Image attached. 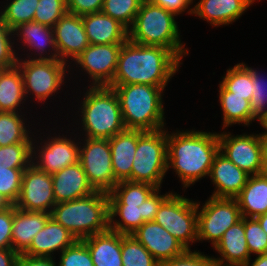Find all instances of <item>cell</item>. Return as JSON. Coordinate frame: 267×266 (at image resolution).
<instances>
[{
	"instance_id": "cell-9",
	"label": "cell",
	"mask_w": 267,
	"mask_h": 266,
	"mask_svg": "<svg viewBox=\"0 0 267 266\" xmlns=\"http://www.w3.org/2000/svg\"><path fill=\"white\" fill-rule=\"evenodd\" d=\"M20 60L17 59L16 66L22 74L26 98L32 93L39 102H44L61 88L66 76L67 62L49 59Z\"/></svg>"
},
{
	"instance_id": "cell-16",
	"label": "cell",
	"mask_w": 267,
	"mask_h": 266,
	"mask_svg": "<svg viewBox=\"0 0 267 266\" xmlns=\"http://www.w3.org/2000/svg\"><path fill=\"white\" fill-rule=\"evenodd\" d=\"M53 32L61 61H73L90 45L82 16L67 12L56 22Z\"/></svg>"
},
{
	"instance_id": "cell-34",
	"label": "cell",
	"mask_w": 267,
	"mask_h": 266,
	"mask_svg": "<svg viewBox=\"0 0 267 266\" xmlns=\"http://www.w3.org/2000/svg\"><path fill=\"white\" fill-rule=\"evenodd\" d=\"M220 82L229 92L250 101L252 97V68L244 63H238L229 68Z\"/></svg>"
},
{
	"instance_id": "cell-37",
	"label": "cell",
	"mask_w": 267,
	"mask_h": 266,
	"mask_svg": "<svg viewBox=\"0 0 267 266\" xmlns=\"http://www.w3.org/2000/svg\"><path fill=\"white\" fill-rule=\"evenodd\" d=\"M32 143H23L0 146V167L12 169H26L32 163Z\"/></svg>"
},
{
	"instance_id": "cell-32",
	"label": "cell",
	"mask_w": 267,
	"mask_h": 266,
	"mask_svg": "<svg viewBox=\"0 0 267 266\" xmlns=\"http://www.w3.org/2000/svg\"><path fill=\"white\" fill-rule=\"evenodd\" d=\"M119 220H115V216ZM121 218V221H120ZM143 224L142 204L109 205V229L124 235H131Z\"/></svg>"
},
{
	"instance_id": "cell-27",
	"label": "cell",
	"mask_w": 267,
	"mask_h": 266,
	"mask_svg": "<svg viewBox=\"0 0 267 266\" xmlns=\"http://www.w3.org/2000/svg\"><path fill=\"white\" fill-rule=\"evenodd\" d=\"M82 241L90 251L94 266H123L120 233L109 229Z\"/></svg>"
},
{
	"instance_id": "cell-43",
	"label": "cell",
	"mask_w": 267,
	"mask_h": 266,
	"mask_svg": "<svg viewBox=\"0 0 267 266\" xmlns=\"http://www.w3.org/2000/svg\"><path fill=\"white\" fill-rule=\"evenodd\" d=\"M252 68L253 92L250 100L251 113L257 119L267 111V80Z\"/></svg>"
},
{
	"instance_id": "cell-26",
	"label": "cell",
	"mask_w": 267,
	"mask_h": 266,
	"mask_svg": "<svg viewBox=\"0 0 267 266\" xmlns=\"http://www.w3.org/2000/svg\"><path fill=\"white\" fill-rule=\"evenodd\" d=\"M12 34L13 36L17 35L18 37H21L18 39H21L24 46H27V48H30L31 50H36L35 53L37 52L38 54H36V56L40 55L38 58H30L32 56L27 55L29 59L59 60L53 28L31 21L17 25L12 29ZM48 47L53 51V53L51 51L52 55H50V53L47 54L46 50ZM44 54L47 55V57Z\"/></svg>"
},
{
	"instance_id": "cell-30",
	"label": "cell",
	"mask_w": 267,
	"mask_h": 266,
	"mask_svg": "<svg viewBox=\"0 0 267 266\" xmlns=\"http://www.w3.org/2000/svg\"><path fill=\"white\" fill-rule=\"evenodd\" d=\"M219 101L223 111V129L240 123L248 126L256 120L251 113L250 101L229 92L221 83H219Z\"/></svg>"
},
{
	"instance_id": "cell-15",
	"label": "cell",
	"mask_w": 267,
	"mask_h": 266,
	"mask_svg": "<svg viewBox=\"0 0 267 266\" xmlns=\"http://www.w3.org/2000/svg\"><path fill=\"white\" fill-rule=\"evenodd\" d=\"M34 144L35 142L32 143V146H34L32 147V164L48 174L52 175L65 167L79 162V144L82 143L79 142L77 144L71 138L61 137L60 135L59 137L48 138V141L46 140L43 146H39L41 150ZM36 159L39 160L34 162Z\"/></svg>"
},
{
	"instance_id": "cell-23",
	"label": "cell",
	"mask_w": 267,
	"mask_h": 266,
	"mask_svg": "<svg viewBox=\"0 0 267 266\" xmlns=\"http://www.w3.org/2000/svg\"><path fill=\"white\" fill-rule=\"evenodd\" d=\"M144 133L140 130H125L109 139L112 169L117 182L131 181V169L138 144Z\"/></svg>"
},
{
	"instance_id": "cell-45",
	"label": "cell",
	"mask_w": 267,
	"mask_h": 266,
	"mask_svg": "<svg viewBox=\"0 0 267 266\" xmlns=\"http://www.w3.org/2000/svg\"><path fill=\"white\" fill-rule=\"evenodd\" d=\"M159 266H216L211 256L186 250L182 255L159 263Z\"/></svg>"
},
{
	"instance_id": "cell-35",
	"label": "cell",
	"mask_w": 267,
	"mask_h": 266,
	"mask_svg": "<svg viewBox=\"0 0 267 266\" xmlns=\"http://www.w3.org/2000/svg\"><path fill=\"white\" fill-rule=\"evenodd\" d=\"M121 256L123 266H159V262L132 234H121Z\"/></svg>"
},
{
	"instance_id": "cell-50",
	"label": "cell",
	"mask_w": 267,
	"mask_h": 266,
	"mask_svg": "<svg viewBox=\"0 0 267 266\" xmlns=\"http://www.w3.org/2000/svg\"><path fill=\"white\" fill-rule=\"evenodd\" d=\"M15 266H56V262L53 258L19 254Z\"/></svg>"
},
{
	"instance_id": "cell-39",
	"label": "cell",
	"mask_w": 267,
	"mask_h": 266,
	"mask_svg": "<svg viewBox=\"0 0 267 266\" xmlns=\"http://www.w3.org/2000/svg\"><path fill=\"white\" fill-rule=\"evenodd\" d=\"M66 13V0H39L33 21L53 28Z\"/></svg>"
},
{
	"instance_id": "cell-25",
	"label": "cell",
	"mask_w": 267,
	"mask_h": 266,
	"mask_svg": "<svg viewBox=\"0 0 267 266\" xmlns=\"http://www.w3.org/2000/svg\"><path fill=\"white\" fill-rule=\"evenodd\" d=\"M50 217V213L20 210L13 205L12 249L23 254Z\"/></svg>"
},
{
	"instance_id": "cell-19",
	"label": "cell",
	"mask_w": 267,
	"mask_h": 266,
	"mask_svg": "<svg viewBox=\"0 0 267 266\" xmlns=\"http://www.w3.org/2000/svg\"><path fill=\"white\" fill-rule=\"evenodd\" d=\"M51 177L56 204L87 197L96 192L80 162L63 168Z\"/></svg>"
},
{
	"instance_id": "cell-46",
	"label": "cell",
	"mask_w": 267,
	"mask_h": 266,
	"mask_svg": "<svg viewBox=\"0 0 267 266\" xmlns=\"http://www.w3.org/2000/svg\"><path fill=\"white\" fill-rule=\"evenodd\" d=\"M13 205L0 211V249L12 248Z\"/></svg>"
},
{
	"instance_id": "cell-44",
	"label": "cell",
	"mask_w": 267,
	"mask_h": 266,
	"mask_svg": "<svg viewBox=\"0 0 267 266\" xmlns=\"http://www.w3.org/2000/svg\"><path fill=\"white\" fill-rule=\"evenodd\" d=\"M12 30L4 22L3 18L0 15V66L5 67L6 69L16 66L17 53L13 49L14 40H12Z\"/></svg>"
},
{
	"instance_id": "cell-22",
	"label": "cell",
	"mask_w": 267,
	"mask_h": 266,
	"mask_svg": "<svg viewBox=\"0 0 267 266\" xmlns=\"http://www.w3.org/2000/svg\"><path fill=\"white\" fill-rule=\"evenodd\" d=\"M214 249L221 256L213 257L216 266H242L251 259L245 238L244 217L224 232Z\"/></svg>"
},
{
	"instance_id": "cell-40",
	"label": "cell",
	"mask_w": 267,
	"mask_h": 266,
	"mask_svg": "<svg viewBox=\"0 0 267 266\" xmlns=\"http://www.w3.org/2000/svg\"><path fill=\"white\" fill-rule=\"evenodd\" d=\"M25 169L0 167V193L14 205L21 192L22 176Z\"/></svg>"
},
{
	"instance_id": "cell-12",
	"label": "cell",
	"mask_w": 267,
	"mask_h": 266,
	"mask_svg": "<svg viewBox=\"0 0 267 266\" xmlns=\"http://www.w3.org/2000/svg\"><path fill=\"white\" fill-rule=\"evenodd\" d=\"M219 152L249 175H258L262 170L263 143L259 134L232 135L218 133Z\"/></svg>"
},
{
	"instance_id": "cell-8",
	"label": "cell",
	"mask_w": 267,
	"mask_h": 266,
	"mask_svg": "<svg viewBox=\"0 0 267 266\" xmlns=\"http://www.w3.org/2000/svg\"><path fill=\"white\" fill-rule=\"evenodd\" d=\"M197 211V202L171 192L159 206L154 221L190 250V242L198 241Z\"/></svg>"
},
{
	"instance_id": "cell-31",
	"label": "cell",
	"mask_w": 267,
	"mask_h": 266,
	"mask_svg": "<svg viewBox=\"0 0 267 266\" xmlns=\"http://www.w3.org/2000/svg\"><path fill=\"white\" fill-rule=\"evenodd\" d=\"M156 189L153 185L121 181L108 193L109 205H141Z\"/></svg>"
},
{
	"instance_id": "cell-5",
	"label": "cell",
	"mask_w": 267,
	"mask_h": 266,
	"mask_svg": "<svg viewBox=\"0 0 267 266\" xmlns=\"http://www.w3.org/2000/svg\"><path fill=\"white\" fill-rule=\"evenodd\" d=\"M51 217L77 240L109 230L108 193L96 191L76 200L57 203Z\"/></svg>"
},
{
	"instance_id": "cell-24",
	"label": "cell",
	"mask_w": 267,
	"mask_h": 266,
	"mask_svg": "<svg viewBox=\"0 0 267 266\" xmlns=\"http://www.w3.org/2000/svg\"><path fill=\"white\" fill-rule=\"evenodd\" d=\"M90 44H123L128 40V30L102 11L82 15Z\"/></svg>"
},
{
	"instance_id": "cell-7",
	"label": "cell",
	"mask_w": 267,
	"mask_h": 266,
	"mask_svg": "<svg viewBox=\"0 0 267 266\" xmlns=\"http://www.w3.org/2000/svg\"><path fill=\"white\" fill-rule=\"evenodd\" d=\"M167 171V130L144 132L138 138L131 181L161 189Z\"/></svg>"
},
{
	"instance_id": "cell-55",
	"label": "cell",
	"mask_w": 267,
	"mask_h": 266,
	"mask_svg": "<svg viewBox=\"0 0 267 266\" xmlns=\"http://www.w3.org/2000/svg\"><path fill=\"white\" fill-rule=\"evenodd\" d=\"M12 204L6 199V197L0 193V211L11 207Z\"/></svg>"
},
{
	"instance_id": "cell-6",
	"label": "cell",
	"mask_w": 267,
	"mask_h": 266,
	"mask_svg": "<svg viewBox=\"0 0 267 266\" xmlns=\"http://www.w3.org/2000/svg\"><path fill=\"white\" fill-rule=\"evenodd\" d=\"M81 103V123L86 138L110 139L126 130L118 96L108 86H89Z\"/></svg>"
},
{
	"instance_id": "cell-54",
	"label": "cell",
	"mask_w": 267,
	"mask_h": 266,
	"mask_svg": "<svg viewBox=\"0 0 267 266\" xmlns=\"http://www.w3.org/2000/svg\"><path fill=\"white\" fill-rule=\"evenodd\" d=\"M256 219L258 220L263 231L267 234V213L256 217Z\"/></svg>"
},
{
	"instance_id": "cell-47",
	"label": "cell",
	"mask_w": 267,
	"mask_h": 266,
	"mask_svg": "<svg viewBox=\"0 0 267 266\" xmlns=\"http://www.w3.org/2000/svg\"><path fill=\"white\" fill-rule=\"evenodd\" d=\"M67 12L74 15H86L101 12L104 0H66Z\"/></svg>"
},
{
	"instance_id": "cell-36",
	"label": "cell",
	"mask_w": 267,
	"mask_h": 266,
	"mask_svg": "<svg viewBox=\"0 0 267 266\" xmlns=\"http://www.w3.org/2000/svg\"><path fill=\"white\" fill-rule=\"evenodd\" d=\"M142 1L143 0H104L101 11L129 30L134 23Z\"/></svg>"
},
{
	"instance_id": "cell-56",
	"label": "cell",
	"mask_w": 267,
	"mask_h": 266,
	"mask_svg": "<svg viewBox=\"0 0 267 266\" xmlns=\"http://www.w3.org/2000/svg\"><path fill=\"white\" fill-rule=\"evenodd\" d=\"M263 143V159H267V136H261Z\"/></svg>"
},
{
	"instance_id": "cell-10",
	"label": "cell",
	"mask_w": 267,
	"mask_h": 266,
	"mask_svg": "<svg viewBox=\"0 0 267 266\" xmlns=\"http://www.w3.org/2000/svg\"><path fill=\"white\" fill-rule=\"evenodd\" d=\"M197 203V237L199 241L209 240L214 247L224 232L242 219L236 199L209 197L199 211Z\"/></svg>"
},
{
	"instance_id": "cell-41",
	"label": "cell",
	"mask_w": 267,
	"mask_h": 266,
	"mask_svg": "<svg viewBox=\"0 0 267 266\" xmlns=\"http://www.w3.org/2000/svg\"><path fill=\"white\" fill-rule=\"evenodd\" d=\"M244 231L250 255L267 254V234L256 218L244 217Z\"/></svg>"
},
{
	"instance_id": "cell-21",
	"label": "cell",
	"mask_w": 267,
	"mask_h": 266,
	"mask_svg": "<svg viewBox=\"0 0 267 266\" xmlns=\"http://www.w3.org/2000/svg\"><path fill=\"white\" fill-rule=\"evenodd\" d=\"M76 241L77 239L71 232L50 217L43 229L35 235L30 247L23 254L34 257L53 258V252L60 250L61 253Z\"/></svg>"
},
{
	"instance_id": "cell-17",
	"label": "cell",
	"mask_w": 267,
	"mask_h": 266,
	"mask_svg": "<svg viewBox=\"0 0 267 266\" xmlns=\"http://www.w3.org/2000/svg\"><path fill=\"white\" fill-rule=\"evenodd\" d=\"M132 235L159 263L180 256L187 250L155 221L144 222Z\"/></svg>"
},
{
	"instance_id": "cell-49",
	"label": "cell",
	"mask_w": 267,
	"mask_h": 266,
	"mask_svg": "<svg viewBox=\"0 0 267 266\" xmlns=\"http://www.w3.org/2000/svg\"><path fill=\"white\" fill-rule=\"evenodd\" d=\"M155 5L162 6L166 10L175 13L177 16L182 14L189 5L193 3V0H147Z\"/></svg>"
},
{
	"instance_id": "cell-3",
	"label": "cell",
	"mask_w": 267,
	"mask_h": 266,
	"mask_svg": "<svg viewBox=\"0 0 267 266\" xmlns=\"http://www.w3.org/2000/svg\"><path fill=\"white\" fill-rule=\"evenodd\" d=\"M116 92L126 130L164 129L162 93L165 87L146 84L109 85Z\"/></svg>"
},
{
	"instance_id": "cell-1",
	"label": "cell",
	"mask_w": 267,
	"mask_h": 266,
	"mask_svg": "<svg viewBox=\"0 0 267 266\" xmlns=\"http://www.w3.org/2000/svg\"><path fill=\"white\" fill-rule=\"evenodd\" d=\"M180 61L170 49L140 45L128 39L120 49L117 69L110 85L166 87L182 64Z\"/></svg>"
},
{
	"instance_id": "cell-52",
	"label": "cell",
	"mask_w": 267,
	"mask_h": 266,
	"mask_svg": "<svg viewBox=\"0 0 267 266\" xmlns=\"http://www.w3.org/2000/svg\"><path fill=\"white\" fill-rule=\"evenodd\" d=\"M250 259L242 266H250ZM251 266H267V254L257 255Z\"/></svg>"
},
{
	"instance_id": "cell-57",
	"label": "cell",
	"mask_w": 267,
	"mask_h": 266,
	"mask_svg": "<svg viewBox=\"0 0 267 266\" xmlns=\"http://www.w3.org/2000/svg\"><path fill=\"white\" fill-rule=\"evenodd\" d=\"M260 174L267 179V159H263L262 170Z\"/></svg>"
},
{
	"instance_id": "cell-51",
	"label": "cell",
	"mask_w": 267,
	"mask_h": 266,
	"mask_svg": "<svg viewBox=\"0 0 267 266\" xmlns=\"http://www.w3.org/2000/svg\"><path fill=\"white\" fill-rule=\"evenodd\" d=\"M18 256L12 248L0 249V266H15Z\"/></svg>"
},
{
	"instance_id": "cell-48",
	"label": "cell",
	"mask_w": 267,
	"mask_h": 266,
	"mask_svg": "<svg viewBox=\"0 0 267 266\" xmlns=\"http://www.w3.org/2000/svg\"><path fill=\"white\" fill-rule=\"evenodd\" d=\"M159 188H156L149 197L142 203L143 223L154 221L161 203L171 194L161 195ZM160 194V195H159Z\"/></svg>"
},
{
	"instance_id": "cell-14",
	"label": "cell",
	"mask_w": 267,
	"mask_h": 266,
	"mask_svg": "<svg viewBox=\"0 0 267 266\" xmlns=\"http://www.w3.org/2000/svg\"><path fill=\"white\" fill-rule=\"evenodd\" d=\"M122 44H90L75 61L92 80L93 87L109 86L117 69Z\"/></svg>"
},
{
	"instance_id": "cell-33",
	"label": "cell",
	"mask_w": 267,
	"mask_h": 266,
	"mask_svg": "<svg viewBox=\"0 0 267 266\" xmlns=\"http://www.w3.org/2000/svg\"><path fill=\"white\" fill-rule=\"evenodd\" d=\"M23 117L15 112H0V146L33 141Z\"/></svg>"
},
{
	"instance_id": "cell-2",
	"label": "cell",
	"mask_w": 267,
	"mask_h": 266,
	"mask_svg": "<svg viewBox=\"0 0 267 266\" xmlns=\"http://www.w3.org/2000/svg\"><path fill=\"white\" fill-rule=\"evenodd\" d=\"M167 132V169L175 170L187 188L209 176L215 156L219 153L218 133L188 130Z\"/></svg>"
},
{
	"instance_id": "cell-38",
	"label": "cell",
	"mask_w": 267,
	"mask_h": 266,
	"mask_svg": "<svg viewBox=\"0 0 267 266\" xmlns=\"http://www.w3.org/2000/svg\"><path fill=\"white\" fill-rule=\"evenodd\" d=\"M38 2L39 0H12L0 15L12 30L19 24L33 21Z\"/></svg>"
},
{
	"instance_id": "cell-4",
	"label": "cell",
	"mask_w": 267,
	"mask_h": 266,
	"mask_svg": "<svg viewBox=\"0 0 267 266\" xmlns=\"http://www.w3.org/2000/svg\"><path fill=\"white\" fill-rule=\"evenodd\" d=\"M176 14L162 6L143 0L134 23L128 30V39L145 46L170 49L180 60L188 55L180 39Z\"/></svg>"
},
{
	"instance_id": "cell-28",
	"label": "cell",
	"mask_w": 267,
	"mask_h": 266,
	"mask_svg": "<svg viewBox=\"0 0 267 266\" xmlns=\"http://www.w3.org/2000/svg\"><path fill=\"white\" fill-rule=\"evenodd\" d=\"M242 217L256 218L267 213V179L250 175L247 184L235 198Z\"/></svg>"
},
{
	"instance_id": "cell-11",
	"label": "cell",
	"mask_w": 267,
	"mask_h": 266,
	"mask_svg": "<svg viewBox=\"0 0 267 266\" xmlns=\"http://www.w3.org/2000/svg\"><path fill=\"white\" fill-rule=\"evenodd\" d=\"M79 162L96 191L109 193L116 185L109 139L86 138L79 146Z\"/></svg>"
},
{
	"instance_id": "cell-20",
	"label": "cell",
	"mask_w": 267,
	"mask_h": 266,
	"mask_svg": "<svg viewBox=\"0 0 267 266\" xmlns=\"http://www.w3.org/2000/svg\"><path fill=\"white\" fill-rule=\"evenodd\" d=\"M255 0H200L187 12L210 22L211 26L229 25L239 19Z\"/></svg>"
},
{
	"instance_id": "cell-29",
	"label": "cell",
	"mask_w": 267,
	"mask_h": 266,
	"mask_svg": "<svg viewBox=\"0 0 267 266\" xmlns=\"http://www.w3.org/2000/svg\"><path fill=\"white\" fill-rule=\"evenodd\" d=\"M25 98L20 69L17 66L5 69L0 75V112L18 113Z\"/></svg>"
},
{
	"instance_id": "cell-13",
	"label": "cell",
	"mask_w": 267,
	"mask_h": 266,
	"mask_svg": "<svg viewBox=\"0 0 267 266\" xmlns=\"http://www.w3.org/2000/svg\"><path fill=\"white\" fill-rule=\"evenodd\" d=\"M17 209L51 213L56 205L51 174L38 169L32 163L24 170Z\"/></svg>"
},
{
	"instance_id": "cell-42",
	"label": "cell",
	"mask_w": 267,
	"mask_h": 266,
	"mask_svg": "<svg viewBox=\"0 0 267 266\" xmlns=\"http://www.w3.org/2000/svg\"><path fill=\"white\" fill-rule=\"evenodd\" d=\"M58 266H94L90 251L82 240L64 249Z\"/></svg>"
},
{
	"instance_id": "cell-58",
	"label": "cell",
	"mask_w": 267,
	"mask_h": 266,
	"mask_svg": "<svg viewBox=\"0 0 267 266\" xmlns=\"http://www.w3.org/2000/svg\"><path fill=\"white\" fill-rule=\"evenodd\" d=\"M5 67L0 66V75L3 73V71L5 70Z\"/></svg>"
},
{
	"instance_id": "cell-18",
	"label": "cell",
	"mask_w": 267,
	"mask_h": 266,
	"mask_svg": "<svg viewBox=\"0 0 267 266\" xmlns=\"http://www.w3.org/2000/svg\"><path fill=\"white\" fill-rule=\"evenodd\" d=\"M209 177L215 185L211 197L235 199L247 184L250 175L219 152L213 160Z\"/></svg>"
},
{
	"instance_id": "cell-53",
	"label": "cell",
	"mask_w": 267,
	"mask_h": 266,
	"mask_svg": "<svg viewBox=\"0 0 267 266\" xmlns=\"http://www.w3.org/2000/svg\"><path fill=\"white\" fill-rule=\"evenodd\" d=\"M257 120H259V123L261 124L262 128L266 130L264 133H260V135L267 136V111L264 112L261 116H259Z\"/></svg>"
}]
</instances>
